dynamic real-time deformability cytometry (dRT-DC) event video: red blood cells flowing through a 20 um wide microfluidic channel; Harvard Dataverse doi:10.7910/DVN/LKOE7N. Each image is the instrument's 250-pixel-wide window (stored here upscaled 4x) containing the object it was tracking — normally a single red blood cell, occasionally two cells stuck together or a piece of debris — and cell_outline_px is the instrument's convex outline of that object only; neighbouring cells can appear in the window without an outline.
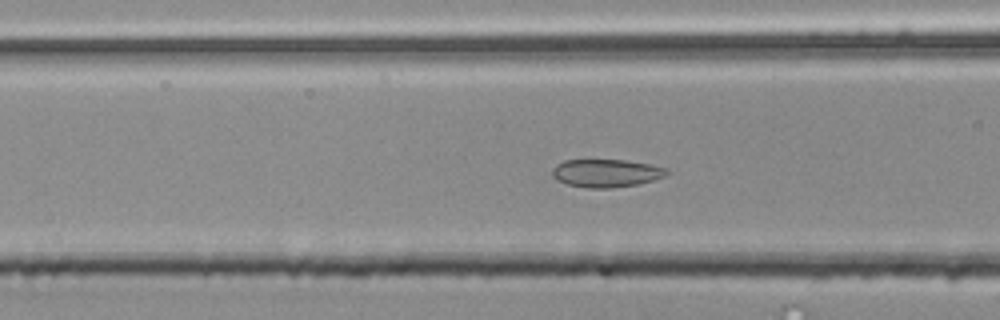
{"species": "common noctule bat (a hibernating species)", "species_latin": "Nyctalus noctula", "temperature_condition": "room temperature", "stored_images_in_passage": 51, "camera_frame_rate_fps": 3000, "um_per_image_px": 0.085, "animal": {"sex": "male", "body_mass_g": 20.4}, "frame": {"image": 1, "passage_image": 17, "time_ms": 5.333, "image_size_px": [1000, 320], "cell_outline_px": [[668, 172], [664, 176], [652, 180], [636, 184], [612, 188], [588, 188], [568, 184], [556, 180], [552, 176], [552, 168], [556, 164], [564, 160], [624, 160], [652, 164], [668, 168]], "centroid_in_image_um": [51.5, 14.71], "position_along_channel_um": 115.1, "area_um2": 18.67}}
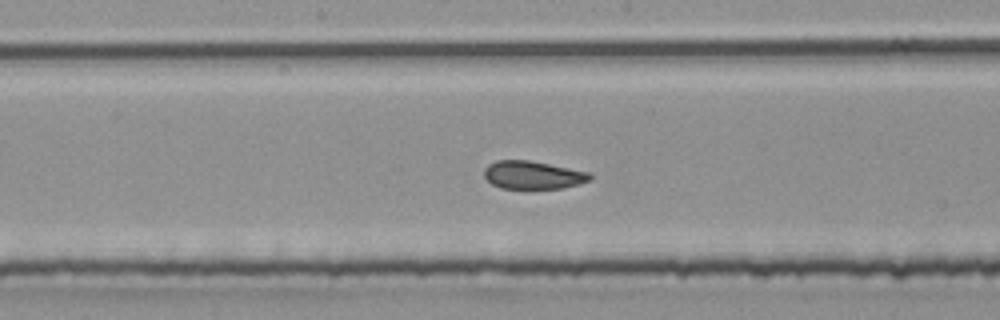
{"frame": {"image": 2, "passage_image": 24, "time_ms": 7.667, "image_size_px": [1000, 320], "cell_outline_px": [[592, 180], [580, 184], [564, 188], [500, 188], [492, 184], [484, 176], [484, 168], [488, 164], [496, 160], [528, 160], [588, 172], [592, 176]], "centroid_in_image_um": [45.29, 14.88], "position_along_channel_um": 202.9, "area_um2": 17.22}}
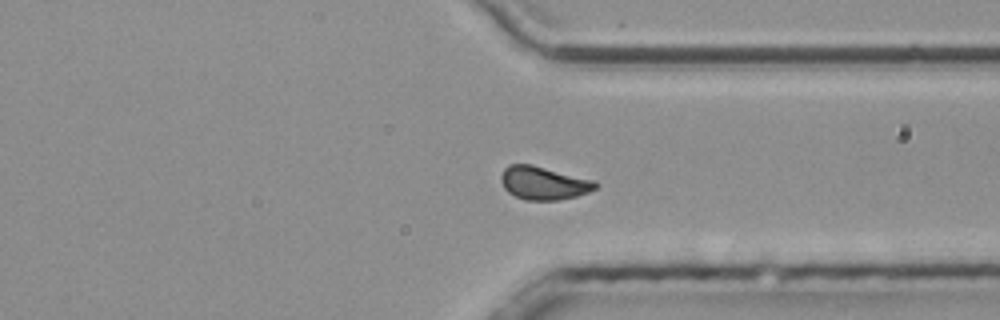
{"frame": {"image": 3, "passage_image": 37, "time_ms": 12.0, "image_size_px": [1000, 320], "cell_outline_px": [[600, 184], [596, 188], [588, 192], [576, 196], [560, 200], [524, 200], [508, 192], [504, 188], [500, 176], [504, 168], [508, 164], [532, 164], [596, 180]], "centroid_in_image_um": [46.23, 15.55], "position_along_channel_um": 365.2, "area_um2": 18.5}, "authors_computed_cell_mechanics": {"area_um2": 18.2648, "velocity_mm_per_s": 3.7595, "shape_relaxation_time_tau1_ms": null, "shape_relaxation_time_tau2_ms": 1.1474, "deformation_change_tau1": null, "deformation_change_tau2": 0.0727}}